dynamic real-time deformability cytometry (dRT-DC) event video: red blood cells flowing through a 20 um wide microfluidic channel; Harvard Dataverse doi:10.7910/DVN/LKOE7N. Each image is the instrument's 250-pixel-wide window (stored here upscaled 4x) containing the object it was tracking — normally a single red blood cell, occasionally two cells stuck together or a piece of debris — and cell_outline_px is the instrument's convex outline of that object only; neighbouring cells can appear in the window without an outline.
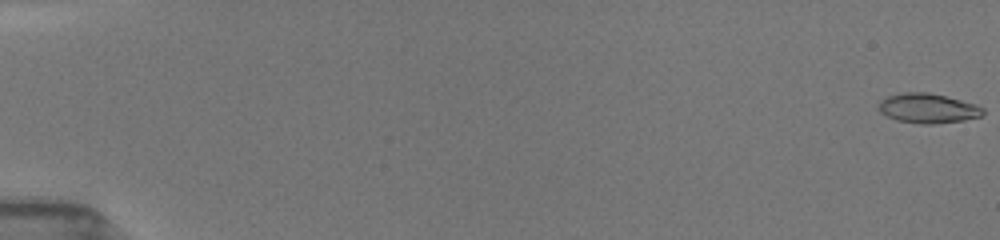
{"species": "common noctule bat (a hibernating species)", "species_latin": "Nyctalus noctula", "temperature_condition": "room temperature", "stored_images_in_passage": 36, "camera_frame_rate_fps": 3000, "um_per_image_px": 0.085, "animal": {"sex": "female", "body_mass_g": 19.5, "forearm_length_mm": 54.1}, "frame": {"image": 1, "passage_image": 1, "time_ms": 0.0, "image_size_px": [1000, 240], "cell_outline_px": [[984, 112], [980, 116], [964, 120], [932, 124], [920, 124], [896, 120], [880, 112], [880, 100], [888, 96], [904, 92], [928, 92], [976, 104], [984, 108]], "centroid_in_image_um": [78.87, 9.21], "position_along_channel_um": 6.1, "area_um2": 17.86}}
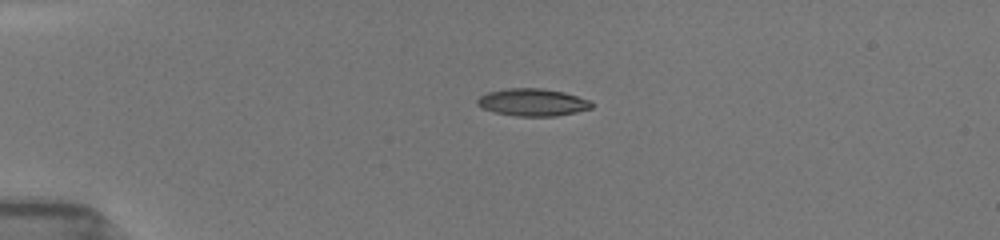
{"frame": {"image": 2, "passage_image": 27, "time_ms": 4.333, "image_size_px": [1000, 240], "cell_outline_px": [[592, 108], [576, 112], [556, 116], [516, 116], [496, 112], [484, 108], [476, 104], [476, 100], [480, 96], [488, 92], [504, 88], [544, 88], [564, 92], [592, 100]], "centroid_in_image_um": [45.3, 8.68], "position_along_channel_um": 39.7, "area_um2": 18.32}}
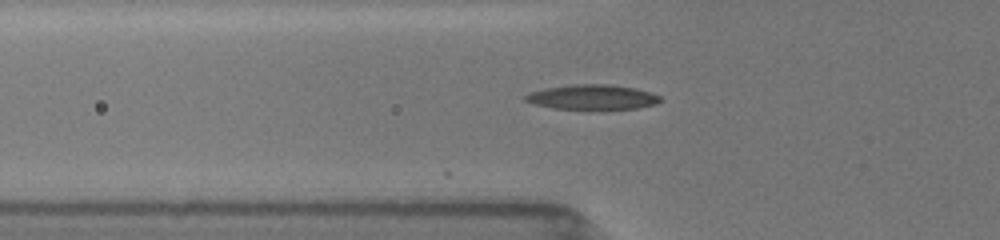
{"frame": {"image": 3, "passage_image": 36, "time_ms": 6.333, "image_size_px": [1000, 240], "cell_outline_px": [[660, 100], [656, 104], [636, 108], [588, 112], [552, 108], [536, 104], [524, 100], [524, 96], [532, 92], [544, 88], [572, 84], [612, 84], [636, 88], [660, 96]], "centroid_in_image_um": [50.34, 8.29], "position_along_channel_um": 75.5, "area_um2": 20.35}}